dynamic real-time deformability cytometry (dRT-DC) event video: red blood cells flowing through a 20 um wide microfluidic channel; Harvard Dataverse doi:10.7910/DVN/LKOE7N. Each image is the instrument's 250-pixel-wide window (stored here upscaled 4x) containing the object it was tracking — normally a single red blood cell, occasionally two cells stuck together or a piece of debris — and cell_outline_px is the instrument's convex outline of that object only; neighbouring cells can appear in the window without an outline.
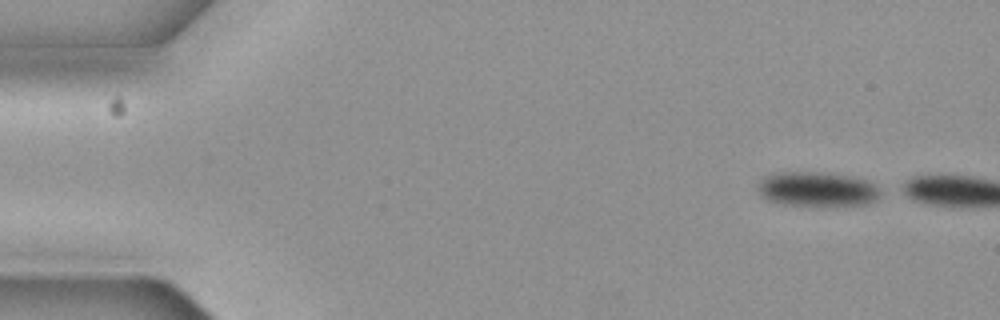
{"species": "common noctule bat (a hibernating species)", "species_latin": "Nyctalus noctula", "temperature_condition": "cold", "stored_images_in_passage": 2, "camera_frame_rate_fps": 3000, "um_per_image_px": 0.085, "animal": {"sex": "female", "body_mass_g": 19.3, "forearm_length_mm": 54.1}, "frame": {"image": 1, "passage_image": 1, "time_ms": 0.0, "image_size_px": [1000, 320], "cell_outline_px": [[880, 196], [876, 200], [868, 204], [820, 208], [784, 204], [768, 200], [760, 192], [760, 184], [764, 176], [784, 172], [816, 172], [844, 176], [868, 180], [880, 192]], "centroid_in_image_um": [69.5, 16.13], "position_along_channel_um": 15.5, "area_um2": 24.8}}